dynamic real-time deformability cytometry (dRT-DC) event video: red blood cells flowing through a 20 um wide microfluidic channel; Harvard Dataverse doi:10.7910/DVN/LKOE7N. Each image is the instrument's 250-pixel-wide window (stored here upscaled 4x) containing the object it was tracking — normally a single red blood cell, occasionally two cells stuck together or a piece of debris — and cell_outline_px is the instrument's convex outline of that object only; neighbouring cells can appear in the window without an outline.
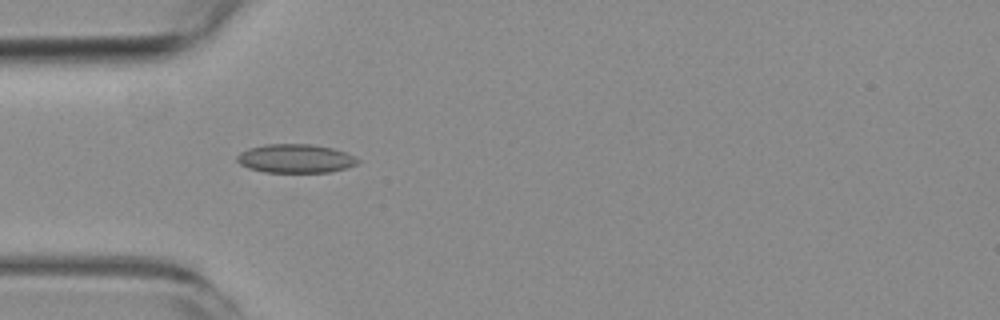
{"species": "common noctule bat (a hibernating species)", "species_latin": "Nyctalus noctula", "temperature_condition": "room temperature", "stored_images_in_passage": 10, "camera_frame_rate_fps": 3000, "um_per_image_px": 0.085, "animal": {"sex": "female", "body_mass_g": 19.3, "forearm_length_mm": 54.1}, "frame": {"image": 1, "passage_image": 1, "time_ms": 0.0, "image_size_px": [1000, 320], "cell_outline_px": [[360, 160], [356, 164], [344, 168], [328, 172], [264, 172], [248, 168], [240, 164], [236, 160], [236, 156], [240, 152], [248, 148], [264, 144], [312, 144], [332, 148], [356, 156]], "centroid_in_image_um": [25.08, 13.47], "position_along_channel_um": 59.9, "area_um2": 20.23}}
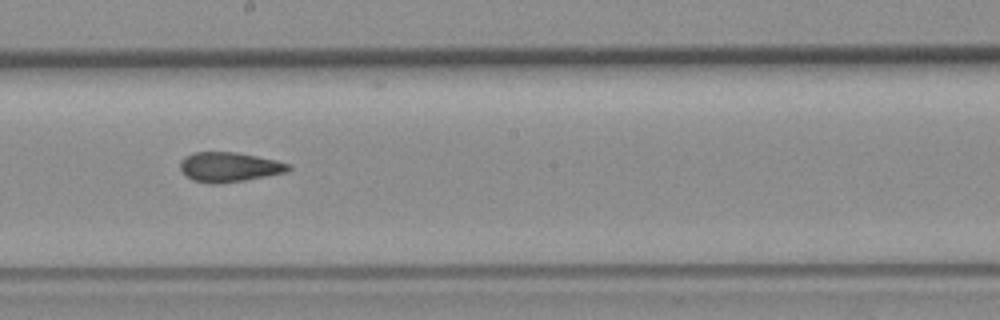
{"frame": {"image": 2, "passage_image": 5, "time_ms": 4.667, "image_size_px": [1000, 320], "cell_outline_px": [[292, 168], [288, 172], [244, 180], [216, 184], [212, 184], [192, 180], [180, 168], [180, 160], [184, 156], [196, 152], [236, 152], [256, 156], [288, 164]], "centroid_in_image_um": [19.46, 14.2], "position_along_channel_um": 228.7, "area_um2": 18.5}}
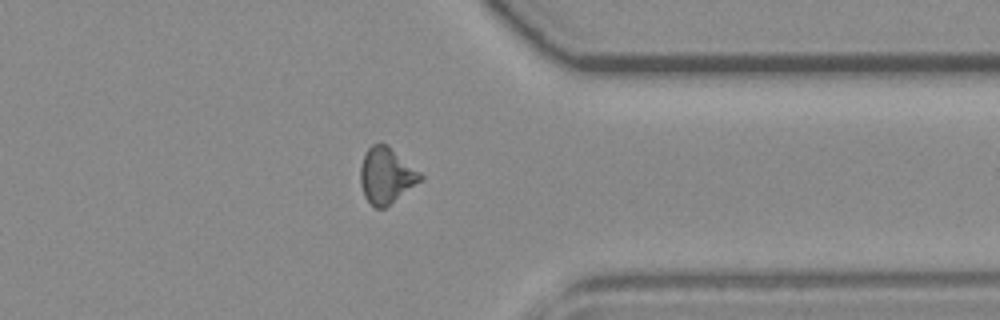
{"frame": {"image": 3, "passage_image": 9, "time_ms": 9.0, "image_size_px": [1000, 320], "cell_outline_px": [[424, 180], [384, 208], [376, 208], [364, 196], [360, 184], [360, 168], [364, 152], [372, 144], [388, 144], [420, 172], [424, 176]], "centroid_in_image_um": [32.85, 14.91], "position_along_channel_um": 378.6, "area_um2": 19.71}, "authors_computed_cell_mechanics": {"area_um2": 18.8428, "velocity_mm_per_s": 3.6487, "shape_relaxation_time_tau1_ms": 7.0624, "shape_relaxation_time_tau2_ms": null, "deformation_change_tau1": 0.1148, "deformation_change_tau2": null}}